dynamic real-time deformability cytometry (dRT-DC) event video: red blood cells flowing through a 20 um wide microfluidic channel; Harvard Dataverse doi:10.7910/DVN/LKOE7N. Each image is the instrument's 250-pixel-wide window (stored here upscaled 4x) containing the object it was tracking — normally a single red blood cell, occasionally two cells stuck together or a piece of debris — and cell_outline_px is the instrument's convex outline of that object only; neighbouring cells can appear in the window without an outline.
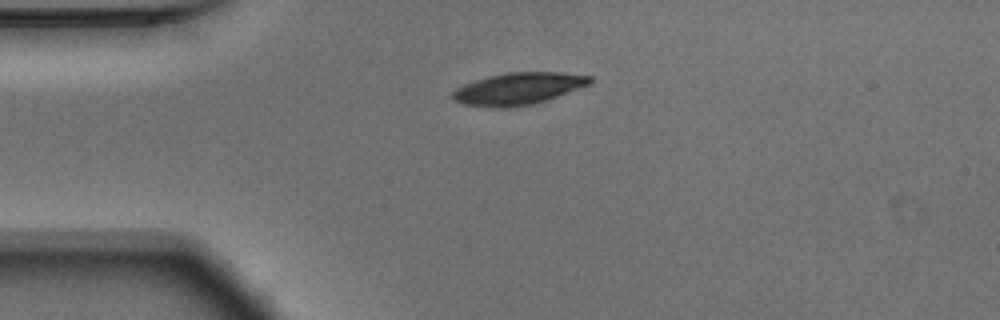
{"species": "Egyptian fruit bat (a non-hibernating species)", "species_latin": "Rousettus aegyptiacus", "temperature_condition": "warm", "stored_images_in_passage": 42, "camera_frame_rate_fps": 3000, "um_per_image_px": 0.085, "animal": {"sex": "male"}, "frame": {"image": 1, "passage_image": 1, "time_ms": 0.0, "image_size_px": [1000, 320], "cell_outline_px": [[592, 84], [532, 104], [508, 108], [488, 108], [464, 104], [452, 100], [452, 92], [456, 88], [464, 84], [488, 76], [508, 72], [560, 72], [592, 76]], "centroid_in_image_um": [44.03, 7.54], "position_along_channel_um": 41.0, "area_um2": 25.66}}
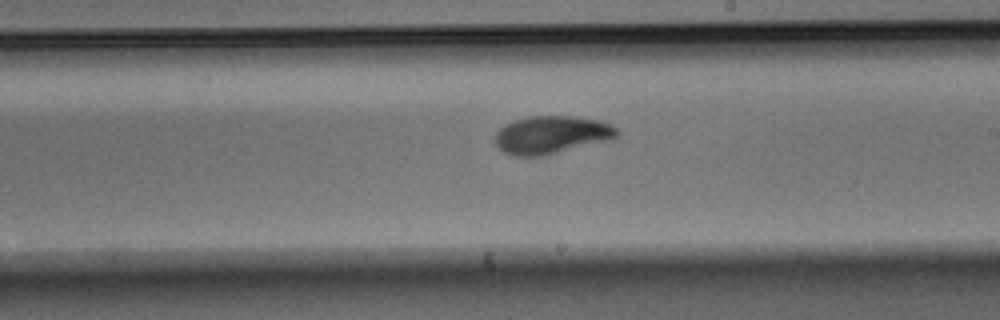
{"frame": {"image": 2, "passage_image": 19, "time_ms": 6.0, "image_size_px": [1000, 320], "cell_outline_px": [[620, 132], [616, 136], [604, 140], [544, 156], [516, 156], [504, 152], [496, 144], [496, 132], [500, 128], [512, 120], [528, 116], [572, 116], [600, 120], [616, 128]], "centroid_in_image_um": [46.82, 11.44], "position_along_channel_um": 242.2, "area_um2": 26.47}}
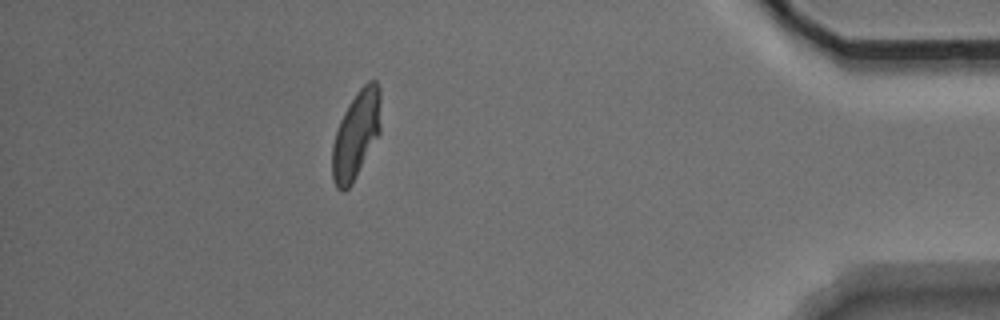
{"frame": {"image": 3, "passage_image": 36, "time_ms": 11.667, "image_size_px": [1000, 320], "cell_outline_px": [[380, 132], [352, 184], [344, 192], [340, 192], [336, 188], [332, 180], [332, 144], [340, 120], [348, 104], [360, 88], [368, 80], [376, 80], [380, 88]], "centroid_in_image_um": [30.25, 11.47], "position_along_channel_um": 404.9, "area_um2": 24.85}, "authors_computed_cell_mechanics": {"area_um2": 25.8366, "velocity_mm_per_s": 3.7302, "shape_relaxation_time_tau1_ms": 3.0714, "shape_relaxation_time_tau2_ms": 1.7893, "deformation_change_tau1": 0.1511, "deformation_change_tau2": 0.0516}}